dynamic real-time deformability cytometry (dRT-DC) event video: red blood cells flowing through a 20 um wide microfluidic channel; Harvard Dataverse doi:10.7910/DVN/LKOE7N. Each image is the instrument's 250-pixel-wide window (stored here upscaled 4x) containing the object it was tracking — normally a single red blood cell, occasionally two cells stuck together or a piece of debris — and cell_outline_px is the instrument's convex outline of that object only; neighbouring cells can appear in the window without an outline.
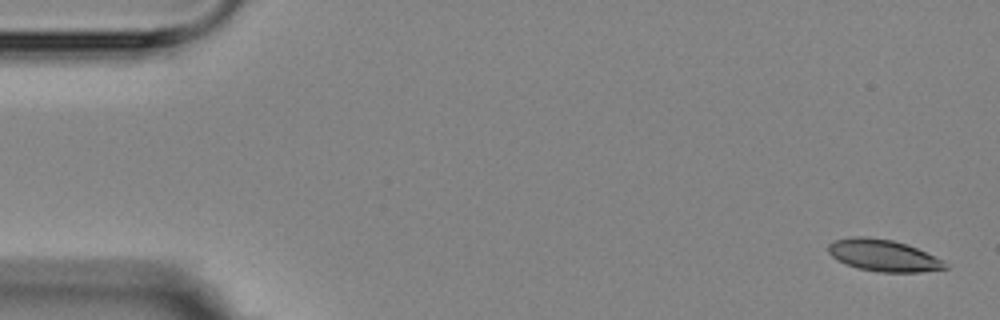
{"species": "Egyptian fruit bat (a non-hibernating species)", "species_latin": "Rousettus aegyptiacus", "temperature_condition": "room temperature", "stored_images_in_passage": 6, "camera_frame_rate_fps": 3000, "um_per_image_px": 0.085, "animal": {"sex": "female"}, "frame": {"image": 1, "passage_image": 1, "time_ms": 0.0, "image_size_px": [1000, 320], "cell_outline_px": [[948, 268], [920, 272], [880, 272], [860, 268], [848, 264], [832, 256], [828, 252], [828, 244], [836, 240], [852, 236], [864, 236], [892, 240], [916, 248], [944, 260], [948, 264]], "centroid_in_image_um": [75.11, 21.71], "position_along_channel_um": 9.9, "area_um2": 21.33}}
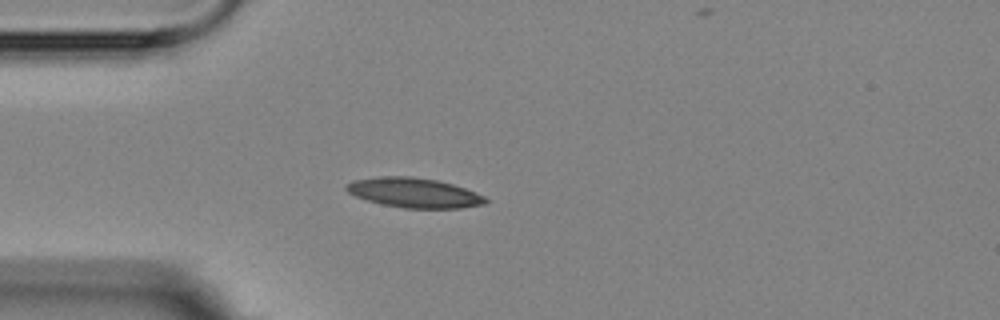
{"frame": {"image": 2, "passage_image": 4, "time_ms": 4.333, "image_size_px": [1000, 320], "cell_outline_px": [[488, 204], [460, 208], [404, 208], [384, 204], [368, 200], [356, 196], [348, 192], [344, 188], [352, 180], [380, 176], [412, 176], [436, 180], [452, 184], [476, 192], [484, 196], [488, 200]], "centroid_in_image_um": [35.22, 16.38], "position_along_channel_um": 49.8, "area_um2": 24.04}}